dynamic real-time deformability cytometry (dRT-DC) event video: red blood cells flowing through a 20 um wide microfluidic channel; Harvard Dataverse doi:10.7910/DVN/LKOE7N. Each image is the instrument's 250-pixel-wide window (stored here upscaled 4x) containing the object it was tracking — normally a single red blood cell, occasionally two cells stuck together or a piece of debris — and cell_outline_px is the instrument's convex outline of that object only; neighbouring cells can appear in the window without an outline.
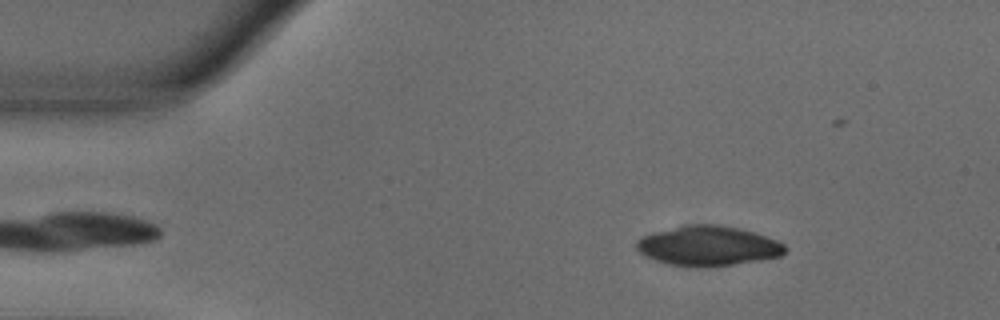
{"species": "common noctule bat (a hibernating species)", "species_latin": "Nyctalus noctula", "temperature_condition": "warm", "stored_images_in_passage": 5, "camera_frame_rate_fps": 3000, "um_per_image_px": 0.085, "animal": {"sex": "male", "body_mass_g": 18.8}, "frame": {"image": 1, "passage_image": 3, "time_ms": 0.667, "image_size_px": [1000, 320], "cell_outline_px": [[788, 248], [780, 256], [760, 260], [732, 264], [668, 264], [644, 256], [636, 248], [636, 240], [640, 236], [652, 232], [684, 224], [716, 224], [736, 228], [752, 232], [776, 240], [784, 244]], "centroid_in_image_um": [60.14, 20.85], "position_along_channel_um": 24.9, "area_um2": 33.64}}